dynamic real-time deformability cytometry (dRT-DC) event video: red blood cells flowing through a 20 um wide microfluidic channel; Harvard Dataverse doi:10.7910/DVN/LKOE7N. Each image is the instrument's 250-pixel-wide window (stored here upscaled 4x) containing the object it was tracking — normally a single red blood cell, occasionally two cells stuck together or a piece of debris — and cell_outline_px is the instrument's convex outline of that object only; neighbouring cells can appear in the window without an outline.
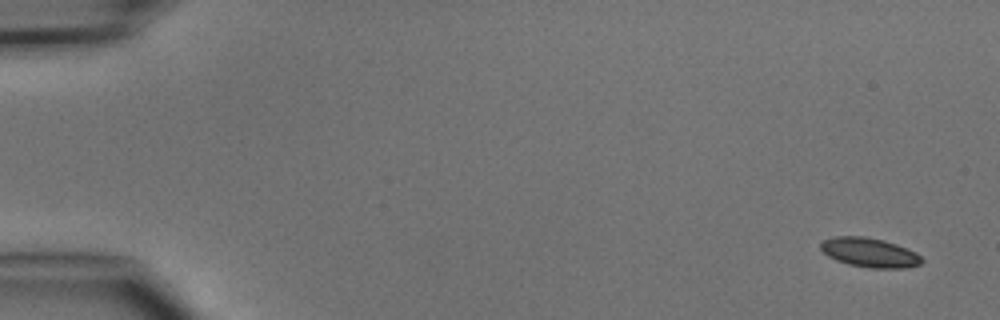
{"species": "common noctule bat (a hibernating species)", "species_latin": "Nyctalus noctula", "temperature_condition": "cold", "stored_images_in_passage": 6, "camera_frame_rate_fps": 3000, "um_per_image_px": 0.085, "animal": {"sex": "male", "body_mass_g": 15.6}, "frame": {"image": 1, "passage_image": 1, "time_ms": 0.0, "image_size_px": [1000, 320], "cell_outline_px": [[924, 260], [920, 264], [904, 268], [868, 268], [848, 264], [836, 260], [828, 256], [820, 248], [820, 244], [824, 240], [836, 236], [864, 236], [884, 240], [896, 244], [916, 252]], "centroid_in_image_um": [73.92, 21.47], "position_along_channel_um": 11.1, "area_um2": 17.28}}
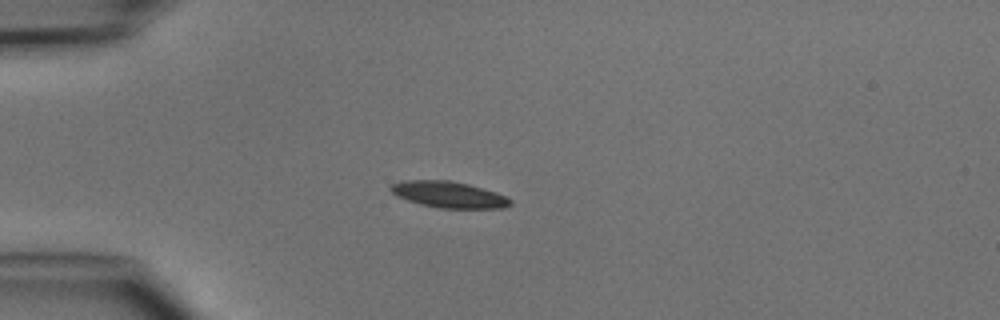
{"frame": {"image": 2, "passage_image": 4, "time_ms": 3.667, "image_size_px": [1000, 320], "cell_outline_px": [[512, 204], [504, 208], [440, 208], [420, 204], [396, 196], [388, 188], [392, 184], [408, 180], [448, 180], [468, 184], [496, 192], [512, 200]], "centroid_in_image_um": [38.15, 16.54], "position_along_channel_um": 46.9, "area_um2": 18.21}}